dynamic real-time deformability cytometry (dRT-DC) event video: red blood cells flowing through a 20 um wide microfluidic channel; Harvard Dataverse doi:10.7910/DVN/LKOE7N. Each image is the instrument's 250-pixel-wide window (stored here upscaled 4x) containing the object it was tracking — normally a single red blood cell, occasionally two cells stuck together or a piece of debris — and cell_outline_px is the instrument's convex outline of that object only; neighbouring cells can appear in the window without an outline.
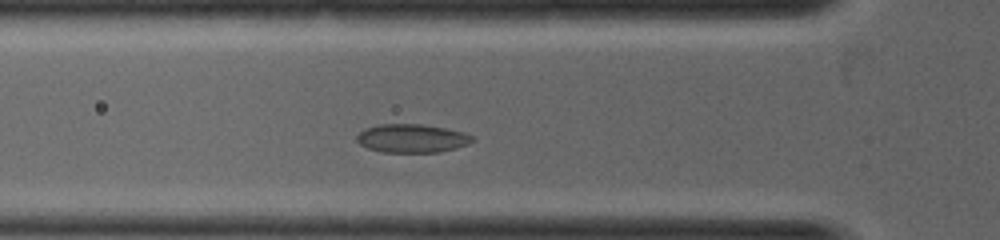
{"species": "common noctule bat (a hibernating species)", "species_latin": "Nyctalus noctula", "temperature_condition": "warm", "stored_images_in_passage": 28, "camera_frame_rate_fps": 5000, "um_per_image_px": 0.085, "animal": {"sex": "female", "body_mass_g": 19.0, "forearm_length_mm": 53.3}, "frame": {"image": 1, "passage_image": 8, "time_ms": 1.4, "image_size_px": [1000, 240], "cell_outline_px": [[476, 140], [468, 144], [456, 148], [440, 152], [380, 152], [368, 148], [360, 144], [356, 140], [356, 136], [364, 128], [380, 124], [420, 124], [444, 128], [464, 132], [472, 136]], "centroid_in_image_um": [35.01, 11.76], "position_along_channel_um": 90.8, "area_um2": 19.25}}
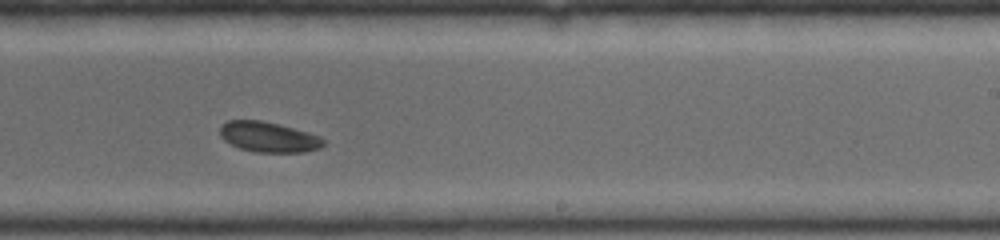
{"frame": {"image": 2, "passage_image": 18, "time_ms": 3.4, "image_size_px": [1000, 240], "cell_outline_px": [[324, 144], [320, 148], [304, 152], [256, 152], [240, 148], [224, 140], [220, 136], [220, 124], [228, 120], [260, 120], [308, 132], [320, 136], [324, 140]], "centroid_in_image_um": [22.81, 11.64], "position_along_channel_um": 266.2, "area_um2": 18.15}}
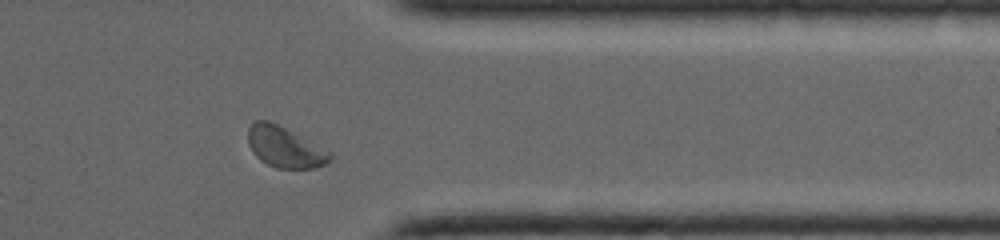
{"frame": {"image": 3, "passage_image": 25, "time_ms": 4.8, "image_size_px": [1000, 240], "cell_outline_px": [[332, 156], [324, 164], [316, 168], [276, 168], [260, 160], [252, 152], [248, 144], [248, 128], [252, 120], [268, 120], [332, 152]], "centroid_in_image_um": [24.16, 12.5], "position_along_channel_um": 387.2, "area_um2": 19.31}}